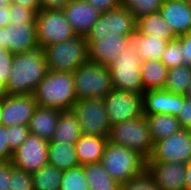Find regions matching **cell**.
I'll return each mask as SVG.
<instances>
[{
	"label": "cell",
	"instance_id": "10",
	"mask_svg": "<svg viewBox=\"0 0 191 190\" xmlns=\"http://www.w3.org/2000/svg\"><path fill=\"white\" fill-rule=\"evenodd\" d=\"M103 99L111 126L144 116L142 94L113 89Z\"/></svg>",
	"mask_w": 191,
	"mask_h": 190
},
{
	"label": "cell",
	"instance_id": "19",
	"mask_svg": "<svg viewBox=\"0 0 191 190\" xmlns=\"http://www.w3.org/2000/svg\"><path fill=\"white\" fill-rule=\"evenodd\" d=\"M142 96L144 115L171 114L177 116L184 101V95L170 93L165 89L146 91Z\"/></svg>",
	"mask_w": 191,
	"mask_h": 190
},
{
	"label": "cell",
	"instance_id": "12",
	"mask_svg": "<svg viewBox=\"0 0 191 190\" xmlns=\"http://www.w3.org/2000/svg\"><path fill=\"white\" fill-rule=\"evenodd\" d=\"M136 31V18L128 9L120 6L117 9L103 12L86 37H118Z\"/></svg>",
	"mask_w": 191,
	"mask_h": 190
},
{
	"label": "cell",
	"instance_id": "38",
	"mask_svg": "<svg viewBox=\"0 0 191 190\" xmlns=\"http://www.w3.org/2000/svg\"><path fill=\"white\" fill-rule=\"evenodd\" d=\"M8 146L14 151L20 147L30 135V130L26 125H14L7 127Z\"/></svg>",
	"mask_w": 191,
	"mask_h": 190
},
{
	"label": "cell",
	"instance_id": "16",
	"mask_svg": "<svg viewBox=\"0 0 191 190\" xmlns=\"http://www.w3.org/2000/svg\"><path fill=\"white\" fill-rule=\"evenodd\" d=\"M146 170L159 190H185L186 164L174 162H146Z\"/></svg>",
	"mask_w": 191,
	"mask_h": 190
},
{
	"label": "cell",
	"instance_id": "23",
	"mask_svg": "<svg viewBox=\"0 0 191 190\" xmlns=\"http://www.w3.org/2000/svg\"><path fill=\"white\" fill-rule=\"evenodd\" d=\"M107 143L108 138L106 137L82 134L75 143L76 153L80 165L87 163H99Z\"/></svg>",
	"mask_w": 191,
	"mask_h": 190
},
{
	"label": "cell",
	"instance_id": "26",
	"mask_svg": "<svg viewBox=\"0 0 191 190\" xmlns=\"http://www.w3.org/2000/svg\"><path fill=\"white\" fill-rule=\"evenodd\" d=\"M81 135L78 119L72 110L61 111L53 138L49 142L75 144Z\"/></svg>",
	"mask_w": 191,
	"mask_h": 190
},
{
	"label": "cell",
	"instance_id": "13",
	"mask_svg": "<svg viewBox=\"0 0 191 190\" xmlns=\"http://www.w3.org/2000/svg\"><path fill=\"white\" fill-rule=\"evenodd\" d=\"M49 141L30 134L23 144L13 151L11 164L28 173H35L48 164Z\"/></svg>",
	"mask_w": 191,
	"mask_h": 190
},
{
	"label": "cell",
	"instance_id": "39",
	"mask_svg": "<svg viewBox=\"0 0 191 190\" xmlns=\"http://www.w3.org/2000/svg\"><path fill=\"white\" fill-rule=\"evenodd\" d=\"M14 54L8 49L0 47V82L7 84Z\"/></svg>",
	"mask_w": 191,
	"mask_h": 190
},
{
	"label": "cell",
	"instance_id": "29",
	"mask_svg": "<svg viewBox=\"0 0 191 190\" xmlns=\"http://www.w3.org/2000/svg\"><path fill=\"white\" fill-rule=\"evenodd\" d=\"M89 190H120V183L114 180L99 163L83 165Z\"/></svg>",
	"mask_w": 191,
	"mask_h": 190
},
{
	"label": "cell",
	"instance_id": "28",
	"mask_svg": "<svg viewBox=\"0 0 191 190\" xmlns=\"http://www.w3.org/2000/svg\"><path fill=\"white\" fill-rule=\"evenodd\" d=\"M153 143L179 132L182 128L176 116L171 114L145 115Z\"/></svg>",
	"mask_w": 191,
	"mask_h": 190
},
{
	"label": "cell",
	"instance_id": "22",
	"mask_svg": "<svg viewBox=\"0 0 191 190\" xmlns=\"http://www.w3.org/2000/svg\"><path fill=\"white\" fill-rule=\"evenodd\" d=\"M60 113L58 109L38 106L28 124L30 134L50 141L57 127Z\"/></svg>",
	"mask_w": 191,
	"mask_h": 190
},
{
	"label": "cell",
	"instance_id": "25",
	"mask_svg": "<svg viewBox=\"0 0 191 190\" xmlns=\"http://www.w3.org/2000/svg\"><path fill=\"white\" fill-rule=\"evenodd\" d=\"M48 164L62 171L79 166L75 144L49 142Z\"/></svg>",
	"mask_w": 191,
	"mask_h": 190
},
{
	"label": "cell",
	"instance_id": "1",
	"mask_svg": "<svg viewBox=\"0 0 191 190\" xmlns=\"http://www.w3.org/2000/svg\"><path fill=\"white\" fill-rule=\"evenodd\" d=\"M47 72L48 67L42 46H37L23 53L14 54L6 84L7 94H33Z\"/></svg>",
	"mask_w": 191,
	"mask_h": 190
},
{
	"label": "cell",
	"instance_id": "14",
	"mask_svg": "<svg viewBox=\"0 0 191 190\" xmlns=\"http://www.w3.org/2000/svg\"><path fill=\"white\" fill-rule=\"evenodd\" d=\"M38 104L33 94L8 95L1 101V121L5 127L26 125L35 113Z\"/></svg>",
	"mask_w": 191,
	"mask_h": 190
},
{
	"label": "cell",
	"instance_id": "36",
	"mask_svg": "<svg viewBox=\"0 0 191 190\" xmlns=\"http://www.w3.org/2000/svg\"><path fill=\"white\" fill-rule=\"evenodd\" d=\"M37 11L20 4L11 3L9 7V24L12 23H35Z\"/></svg>",
	"mask_w": 191,
	"mask_h": 190
},
{
	"label": "cell",
	"instance_id": "4",
	"mask_svg": "<svg viewBox=\"0 0 191 190\" xmlns=\"http://www.w3.org/2000/svg\"><path fill=\"white\" fill-rule=\"evenodd\" d=\"M48 70L74 72L81 65L89 62L88 42L86 37L50 44L44 48Z\"/></svg>",
	"mask_w": 191,
	"mask_h": 190
},
{
	"label": "cell",
	"instance_id": "49",
	"mask_svg": "<svg viewBox=\"0 0 191 190\" xmlns=\"http://www.w3.org/2000/svg\"><path fill=\"white\" fill-rule=\"evenodd\" d=\"M8 96L6 91V85L0 82V101L5 99Z\"/></svg>",
	"mask_w": 191,
	"mask_h": 190
},
{
	"label": "cell",
	"instance_id": "33",
	"mask_svg": "<svg viewBox=\"0 0 191 190\" xmlns=\"http://www.w3.org/2000/svg\"><path fill=\"white\" fill-rule=\"evenodd\" d=\"M163 0H122V6L128 9L136 19L158 12Z\"/></svg>",
	"mask_w": 191,
	"mask_h": 190
},
{
	"label": "cell",
	"instance_id": "48",
	"mask_svg": "<svg viewBox=\"0 0 191 190\" xmlns=\"http://www.w3.org/2000/svg\"><path fill=\"white\" fill-rule=\"evenodd\" d=\"M185 190H191V159L186 163Z\"/></svg>",
	"mask_w": 191,
	"mask_h": 190
},
{
	"label": "cell",
	"instance_id": "53",
	"mask_svg": "<svg viewBox=\"0 0 191 190\" xmlns=\"http://www.w3.org/2000/svg\"><path fill=\"white\" fill-rule=\"evenodd\" d=\"M182 1H184V2H186V3L191 5V0H182Z\"/></svg>",
	"mask_w": 191,
	"mask_h": 190
},
{
	"label": "cell",
	"instance_id": "9",
	"mask_svg": "<svg viewBox=\"0 0 191 190\" xmlns=\"http://www.w3.org/2000/svg\"><path fill=\"white\" fill-rule=\"evenodd\" d=\"M35 25L38 46L43 48L77 36L62 9L39 10Z\"/></svg>",
	"mask_w": 191,
	"mask_h": 190
},
{
	"label": "cell",
	"instance_id": "52",
	"mask_svg": "<svg viewBox=\"0 0 191 190\" xmlns=\"http://www.w3.org/2000/svg\"><path fill=\"white\" fill-rule=\"evenodd\" d=\"M2 124V121H1V101H0V125Z\"/></svg>",
	"mask_w": 191,
	"mask_h": 190
},
{
	"label": "cell",
	"instance_id": "27",
	"mask_svg": "<svg viewBox=\"0 0 191 190\" xmlns=\"http://www.w3.org/2000/svg\"><path fill=\"white\" fill-rule=\"evenodd\" d=\"M169 68L161 60H147L140 68L144 92L164 89Z\"/></svg>",
	"mask_w": 191,
	"mask_h": 190
},
{
	"label": "cell",
	"instance_id": "30",
	"mask_svg": "<svg viewBox=\"0 0 191 190\" xmlns=\"http://www.w3.org/2000/svg\"><path fill=\"white\" fill-rule=\"evenodd\" d=\"M63 171L46 164L32 174L33 190H60Z\"/></svg>",
	"mask_w": 191,
	"mask_h": 190
},
{
	"label": "cell",
	"instance_id": "45",
	"mask_svg": "<svg viewBox=\"0 0 191 190\" xmlns=\"http://www.w3.org/2000/svg\"><path fill=\"white\" fill-rule=\"evenodd\" d=\"M72 0H39L40 10L63 9Z\"/></svg>",
	"mask_w": 191,
	"mask_h": 190
},
{
	"label": "cell",
	"instance_id": "35",
	"mask_svg": "<svg viewBox=\"0 0 191 190\" xmlns=\"http://www.w3.org/2000/svg\"><path fill=\"white\" fill-rule=\"evenodd\" d=\"M182 44L176 39L169 41L161 57V61L168 67H177L185 65L182 58Z\"/></svg>",
	"mask_w": 191,
	"mask_h": 190
},
{
	"label": "cell",
	"instance_id": "3",
	"mask_svg": "<svg viewBox=\"0 0 191 190\" xmlns=\"http://www.w3.org/2000/svg\"><path fill=\"white\" fill-rule=\"evenodd\" d=\"M100 163L120 184L139 176L146 170V159L127 147L108 141Z\"/></svg>",
	"mask_w": 191,
	"mask_h": 190
},
{
	"label": "cell",
	"instance_id": "34",
	"mask_svg": "<svg viewBox=\"0 0 191 190\" xmlns=\"http://www.w3.org/2000/svg\"><path fill=\"white\" fill-rule=\"evenodd\" d=\"M7 190H33L32 174L10 163V180Z\"/></svg>",
	"mask_w": 191,
	"mask_h": 190
},
{
	"label": "cell",
	"instance_id": "7",
	"mask_svg": "<svg viewBox=\"0 0 191 190\" xmlns=\"http://www.w3.org/2000/svg\"><path fill=\"white\" fill-rule=\"evenodd\" d=\"M72 75L77 100L104 98L113 90L109 68L98 63L89 61L78 67Z\"/></svg>",
	"mask_w": 191,
	"mask_h": 190
},
{
	"label": "cell",
	"instance_id": "46",
	"mask_svg": "<svg viewBox=\"0 0 191 190\" xmlns=\"http://www.w3.org/2000/svg\"><path fill=\"white\" fill-rule=\"evenodd\" d=\"M12 3L20 4L23 7H28L36 10L37 12L40 10L39 0H11Z\"/></svg>",
	"mask_w": 191,
	"mask_h": 190
},
{
	"label": "cell",
	"instance_id": "20",
	"mask_svg": "<svg viewBox=\"0 0 191 190\" xmlns=\"http://www.w3.org/2000/svg\"><path fill=\"white\" fill-rule=\"evenodd\" d=\"M159 12L177 36L191 32V5L182 0H163Z\"/></svg>",
	"mask_w": 191,
	"mask_h": 190
},
{
	"label": "cell",
	"instance_id": "31",
	"mask_svg": "<svg viewBox=\"0 0 191 190\" xmlns=\"http://www.w3.org/2000/svg\"><path fill=\"white\" fill-rule=\"evenodd\" d=\"M191 81V66L169 68L164 89L170 93L185 95Z\"/></svg>",
	"mask_w": 191,
	"mask_h": 190
},
{
	"label": "cell",
	"instance_id": "2",
	"mask_svg": "<svg viewBox=\"0 0 191 190\" xmlns=\"http://www.w3.org/2000/svg\"><path fill=\"white\" fill-rule=\"evenodd\" d=\"M33 97L40 107L71 110L77 101L72 72L48 70L34 90Z\"/></svg>",
	"mask_w": 191,
	"mask_h": 190
},
{
	"label": "cell",
	"instance_id": "50",
	"mask_svg": "<svg viewBox=\"0 0 191 190\" xmlns=\"http://www.w3.org/2000/svg\"><path fill=\"white\" fill-rule=\"evenodd\" d=\"M11 0H0V7H10Z\"/></svg>",
	"mask_w": 191,
	"mask_h": 190
},
{
	"label": "cell",
	"instance_id": "17",
	"mask_svg": "<svg viewBox=\"0 0 191 190\" xmlns=\"http://www.w3.org/2000/svg\"><path fill=\"white\" fill-rule=\"evenodd\" d=\"M88 42L89 60L109 67L114 59L124 51L127 35L118 37H86Z\"/></svg>",
	"mask_w": 191,
	"mask_h": 190
},
{
	"label": "cell",
	"instance_id": "18",
	"mask_svg": "<svg viewBox=\"0 0 191 190\" xmlns=\"http://www.w3.org/2000/svg\"><path fill=\"white\" fill-rule=\"evenodd\" d=\"M62 10L75 34L83 37L87 36L101 14L100 11L89 5L86 0H72Z\"/></svg>",
	"mask_w": 191,
	"mask_h": 190
},
{
	"label": "cell",
	"instance_id": "43",
	"mask_svg": "<svg viewBox=\"0 0 191 190\" xmlns=\"http://www.w3.org/2000/svg\"><path fill=\"white\" fill-rule=\"evenodd\" d=\"M182 44V58L186 65L191 66V32L178 36Z\"/></svg>",
	"mask_w": 191,
	"mask_h": 190
},
{
	"label": "cell",
	"instance_id": "24",
	"mask_svg": "<svg viewBox=\"0 0 191 190\" xmlns=\"http://www.w3.org/2000/svg\"><path fill=\"white\" fill-rule=\"evenodd\" d=\"M136 31L140 34L155 35L168 41L178 38L159 11L136 19Z\"/></svg>",
	"mask_w": 191,
	"mask_h": 190
},
{
	"label": "cell",
	"instance_id": "37",
	"mask_svg": "<svg viewBox=\"0 0 191 190\" xmlns=\"http://www.w3.org/2000/svg\"><path fill=\"white\" fill-rule=\"evenodd\" d=\"M120 190H159L152 176L145 170L139 176L120 185Z\"/></svg>",
	"mask_w": 191,
	"mask_h": 190
},
{
	"label": "cell",
	"instance_id": "32",
	"mask_svg": "<svg viewBox=\"0 0 191 190\" xmlns=\"http://www.w3.org/2000/svg\"><path fill=\"white\" fill-rule=\"evenodd\" d=\"M60 190H89L83 165L63 171Z\"/></svg>",
	"mask_w": 191,
	"mask_h": 190
},
{
	"label": "cell",
	"instance_id": "15",
	"mask_svg": "<svg viewBox=\"0 0 191 190\" xmlns=\"http://www.w3.org/2000/svg\"><path fill=\"white\" fill-rule=\"evenodd\" d=\"M37 46L35 23H12L0 27V47L12 54L23 53Z\"/></svg>",
	"mask_w": 191,
	"mask_h": 190
},
{
	"label": "cell",
	"instance_id": "5",
	"mask_svg": "<svg viewBox=\"0 0 191 190\" xmlns=\"http://www.w3.org/2000/svg\"><path fill=\"white\" fill-rule=\"evenodd\" d=\"M108 141L127 147L141 154L146 160L153 153L154 143L145 115L112 125Z\"/></svg>",
	"mask_w": 191,
	"mask_h": 190
},
{
	"label": "cell",
	"instance_id": "40",
	"mask_svg": "<svg viewBox=\"0 0 191 190\" xmlns=\"http://www.w3.org/2000/svg\"><path fill=\"white\" fill-rule=\"evenodd\" d=\"M176 117L182 129L191 130V100L185 95L183 104Z\"/></svg>",
	"mask_w": 191,
	"mask_h": 190
},
{
	"label": "cell",
	"instance_id": "47",
	"mask_svg": "<svg viewBox=\"0 0 191 190\" xmlns=\"http://www.w3.org/2000/svg\"><path fill=\"white\" fill-rule=\"evenodd\" d=\"M9 7H0V27H6L9 24Z\"/></svg>",
	"mask_w": 191,
	"mask_h": 190
},
{
	"label": "cell",
	"instance_id": "8",
	"mask_svg": "<svg viewBox=\"0 0 191 190\" xmlns=\"http://www.w3.org/2000/svg\"><path fill=\"white\" fill-rule=\"evenodd\" d=\"M71 110L83 135L109 138L111 125L103 98L78 99Z\"/></svg>",
	"mask_w": 191,
	"mask_h": 190
},
{
	"label": "cell",
	"instance_id": "11",
	"mask_svg": "<svg viewBox=\"0 0 191 190\" xmlns=\"http://www.w3.org/2000/svg\"><path fill=\"white\" fill-rule=\"evenodd\" d=\"M191 159V130L181 129L154 143L153 153L146 162L186 164Z\"/></svg>",
	"mask_w": 191,
	"mask_h": 190
},
{
	"label": "cell",
	"instance_id": "42",
	"mask_svg": "<svg viewBox=\"0 0 191 190\" xmlns=\"http://www.w3.org/2000/svg\"><path fill=\"white\" fill-rule=\"evenodd\" d=\"M89 5L101 13L117 9L122 6V0H86Z\"/></svg>",
	"mask_w": 191,
	"mask_h": 190
},
{
	"label": "cell",
	"instance_id": "6",
	"mask_svg": "<svg viewBox=\"0 0 191 190\" xmlns=\"http://www.w3.org/2000/svg\"><path fill=\"white\" fill-rule=\"evenodd\" d=\"M142 62L137 48L122 51L108 67L113 89L143 94Z\"/></svg>",
	"mask_w": 191,
	"mask_h": 190
},
{
	"label": "cell",
	"instance_id": "21",
	"mask_svg": "<svg viewBox=\"0 0 191 190\" xmlns=\"http://www.w3.org/2000/svg\"><path fill=\"white\" fill-rule=\"evenodd\" d=\"M168 40L155 35L140 34L134 31L127 35V44L123 48H137V52L142 61L161 60L162 54L168 44Z\"/></svg>",
	"mask_w": 191,
	"mask_h": 190
},
{
	"label": "cell",
	"instance_id": "44",
	"mask_svg": "<svg viewBox=\"0 0 191 190\" xmlns=\"http://www.w3.org/2000/svg\"><path fill=\"white\" fill-rule=\"evenodd\" d=\"M11 161H0V190H7L10 180Z\"/></svg>",
	"mask_w": 191,
	"mask_h": 190
},
{
	"label": "cell",
	"instance_id": "41",
	"mask_svg": "<svg viewBox=\"0 0 191 190\" xmlns=\"http://www.w3.org/2000/svg\"><path fill=\"white\" fill-rule=\"evenodd\" d=\"M7 127L0 125V161H11L13 151L8 146Z\"/></svg>",
	"mask_w": 191,
	"mask_h": 190
},
{
	"label": "cell",
	"instance_id": "51",
	"mask_svg": "<svg viewBox=\"0 0 191 190\" xmlns=\"http://www.w3.org/2000/svg\"><path fill=\"white\" fill-rule=\"evenodd\" d=\"M185 97H187L188 99L191 100V81H190V83H189V87H188V89H187V92H186V94H185Z\"/></svg>",
	"mask_w": 191,
	"mask_h": 190
}]
</instances>
